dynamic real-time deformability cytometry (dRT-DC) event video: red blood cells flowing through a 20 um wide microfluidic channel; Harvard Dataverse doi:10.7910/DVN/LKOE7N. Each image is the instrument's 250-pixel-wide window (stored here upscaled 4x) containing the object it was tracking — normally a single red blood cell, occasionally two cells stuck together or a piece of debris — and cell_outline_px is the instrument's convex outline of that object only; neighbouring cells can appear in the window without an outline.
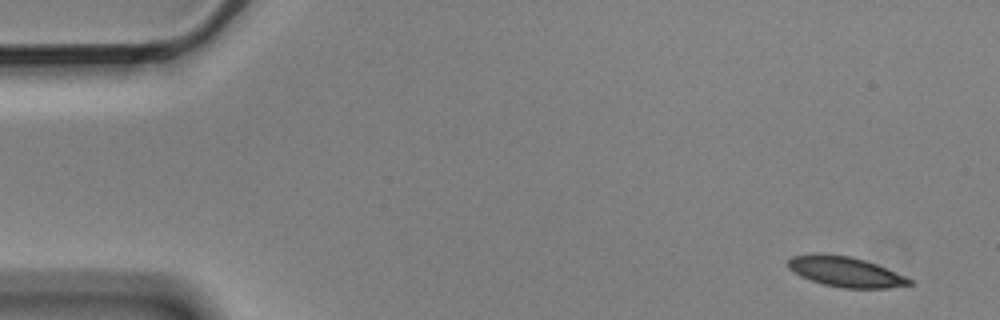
{"species": "Egyptian fruit bat (a non-hibernating species)", "species_latin": "Rousettus aegyptiacus", "temperature_condition": "cold", "stored_images_in_passage": 5, "camera_frame_rate_fps": 3000, "um_per_image_px": 0.085, "animal": {"sex": "male"}, "frame": {"image": 1, "passage_image": 1, "time_ms": 0.0, "image_size_px": [1000, 320], "cell_outline_px": [[916, 284], [888, 288], [840, 288], [824, 284], [800, 276], [792, 272], [788, 268], [788, 260], [792, 256], [812, 252], [824, 252], [852, 256], [876, 264], [904, 276], [912, 280]], "centroid_in_image_um": [71.82, 23.07], "position_along_channel_um": 13.2, "area_um2": 21.68}}
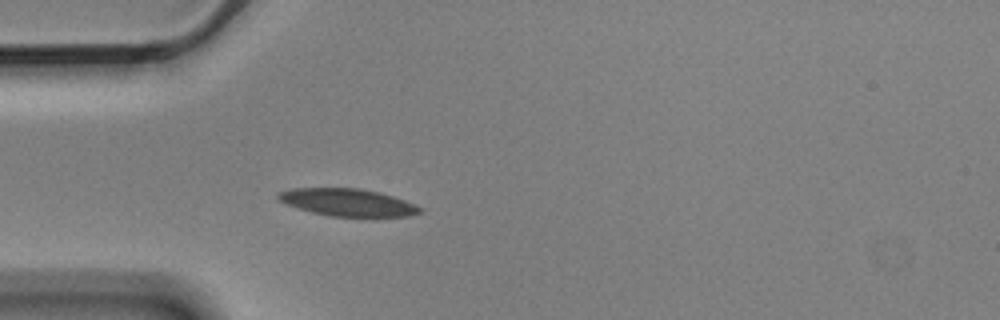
{"frame": {"image": 2, "passage_image": 5, "time_ms": 1.333, "image_size_px": [1000, 320], "cell_outline_px": [[424, 212], [408, 216], [376, 220], [372, 220], [328, 216], [312, 212], [288, 204], [280, 200], [276, 196], [280, 192], [292, 188], [360, 188], [380, 192], [416, 204], [424, 208]], "centroid_in_image_um": [29.71, 17.26], "position_along_channel_um": 55.3, "area_um2": 23.7}}